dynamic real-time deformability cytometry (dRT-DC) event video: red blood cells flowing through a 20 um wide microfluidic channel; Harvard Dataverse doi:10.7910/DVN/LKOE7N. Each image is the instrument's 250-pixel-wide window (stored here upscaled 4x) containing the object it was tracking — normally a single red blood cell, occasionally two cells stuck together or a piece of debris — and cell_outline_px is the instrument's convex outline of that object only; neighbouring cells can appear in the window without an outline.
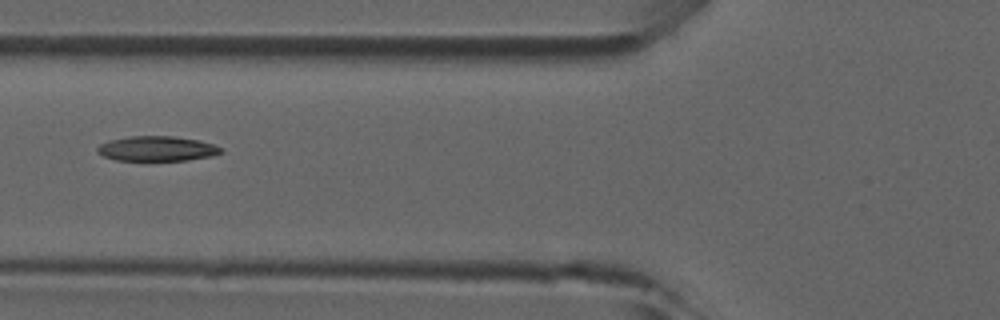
{"species": "common noctule bat (a hibernating species)", "species_latin": "Nyctalus noctula", "temperature_condition": "room temperature", "stored_images_in_passage": 31, "camera_frame_rate_fps": 3000, "um_per_image_px": 0.085, "animal": {"sex": "male", "forearm_length_mm": 52.5}, "frame": {"image": 1, "passage_image": 5, "time_ms": 1.333, "image_size_px": [1000, 320], "cell_outline_px": [[224, 152], [212, 156], [188, 160], [116, 160], [104, 156], [96, 152], [96, 148], [100, 144], [108, 140], [132, 136], [172, 136], [200, 140], [224, 148]], "centroid_in_image_um": [13.36, 12.63], "position_along_channel_um": 112.4, "area_um2": 18.03}}